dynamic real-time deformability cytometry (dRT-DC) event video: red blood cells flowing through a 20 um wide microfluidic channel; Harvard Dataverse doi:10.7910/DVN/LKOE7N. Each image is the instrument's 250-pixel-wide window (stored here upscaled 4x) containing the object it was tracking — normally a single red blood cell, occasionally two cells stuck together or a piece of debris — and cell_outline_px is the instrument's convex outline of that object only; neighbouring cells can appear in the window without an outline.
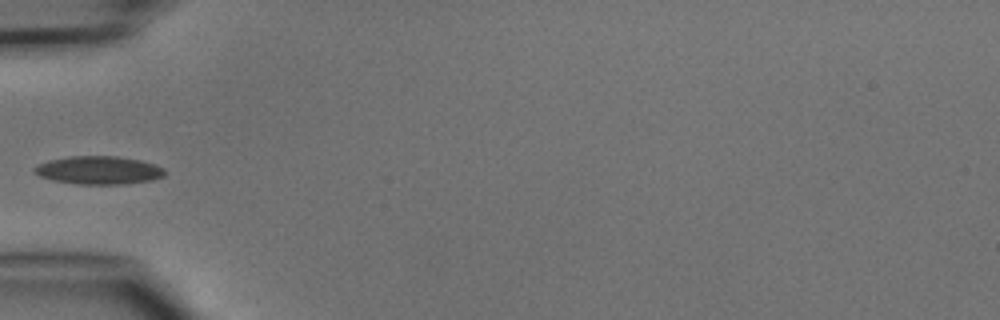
{"species": "common noctule bat (a hibernating species)", "species_latin": "Nyctalus noctula", "temperature_condition": "cold", "stored_images_in_passage": 5, "camera_frame_rate_fps": 3000, "um_per_image_px": 0.085, "animal": {"sex": "male", "body_mass_g": 15.6}, "frame": {"image": 1, "passage_image": 5, "time_ms": 5.333, "image_size_px": [1000, 320], "cell_outline_px": [[168, 172], [164, 176], [152, 180], [124, 184], [76, 184], [52, 180], [40, 176], [32, 172], [32, 168], [48, 160], [68, 156], [116, 156], [140, 160], [156, 164], [164, 168]], "centroid_in_image_um": [8.4, 14.47], "position_along_channel_um": 76.6, "area_um2": 21.62}}